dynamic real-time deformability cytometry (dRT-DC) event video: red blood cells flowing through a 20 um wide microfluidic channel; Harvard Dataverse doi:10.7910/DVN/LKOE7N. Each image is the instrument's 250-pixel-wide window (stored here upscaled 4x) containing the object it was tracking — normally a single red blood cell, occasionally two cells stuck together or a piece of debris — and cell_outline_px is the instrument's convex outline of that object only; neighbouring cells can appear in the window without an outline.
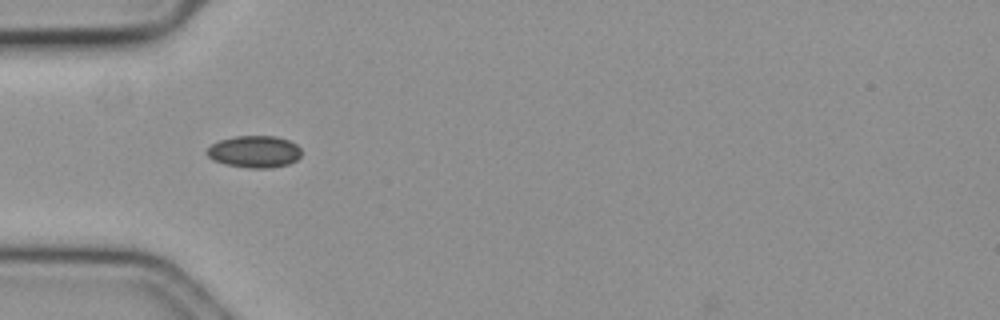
{"species": "common noctule bat (a hibernating species)", "species_latin": "Nyctalus noctula", "temperature_condition": "cold", "stored_images_in_passage": 22, "camera_frame_rate_fps": 3000, "um_per_image_px": 0.085, "animal": {"sex": "female", "body_mass_g": 19.3, "forearm_length_mm": 54.1}, "frame": {"image": 1, "passage_image": 4, "time_ms": 1.0, "image_size_px": [1000, 320], "cell_outline_px": [[300, 156], [296, 160], [288, 164], [272, 168], [248, 168], [224, 164], [212, 160], [204, 152], [212, 144], [220, 140], [236, 136], [276, 136], [288, 140], [296, 144], [300, 148]], "centroid_in_image_um": [21.6, 12.9], "position_along_channel_um": 63.4, "area_um2": 17.69}}
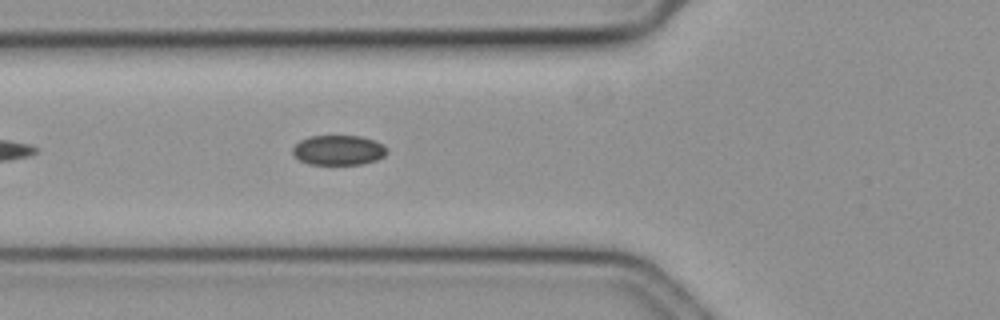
{"frame": {"image": 2, "passage_image": 7, "time_ms": 2.0, "image_size_px": [1000, 320], "cell_outline_px": [[388, 152], [384, 156], [376, 160], [364, 164], [308, 164], [300, 160], [292, 152], [292, 148], [300, 140], [308, 136], [360, 136], [384, 144], [388, 148]], "centroid_in_image_um": [28.79, 12.76], "position_along_channel_um": 97.0, "area_um2": 16.47}}
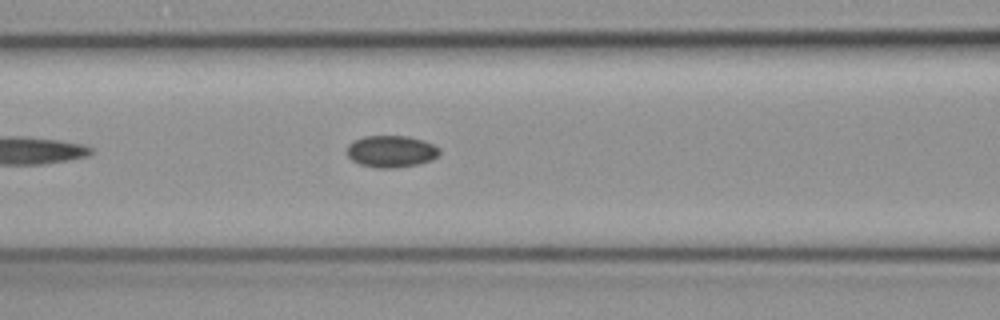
{"frame": {"image": 3, "passage_image": 10, "time_ms": 3.0, "image_size_px": [1000, 320], "cell_outline_px": [[440, 152], [432, 160], [420, 164], [396, 168], [376, 168], [360, 164], [352, 160], [348, 156], [348, 144], [364, 136], [408, 136], [424, 140], [440, 148]], "centroid_in_image_um": [33.28, 12.87], "position_along_channel_um": 133.3, "area_um2": 17.22}}